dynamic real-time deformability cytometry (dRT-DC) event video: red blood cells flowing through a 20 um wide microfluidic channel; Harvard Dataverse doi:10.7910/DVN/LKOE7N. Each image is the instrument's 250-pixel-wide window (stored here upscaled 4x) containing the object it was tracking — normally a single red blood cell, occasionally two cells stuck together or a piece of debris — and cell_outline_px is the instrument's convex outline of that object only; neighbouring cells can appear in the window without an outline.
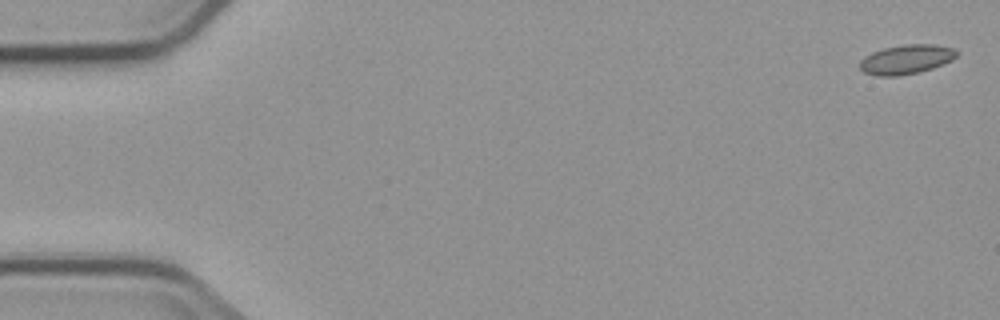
{"species": "common noctule bat (a hibernating species)", "species_latin": "Nyctalus noctula", "temperature_condition": "cold", "stored_images_in_passage": 5, "camera_frame_rate_fps": 3000, "um_per_image_px": 0.085, "animal": {"sex": "male", "body_mass_g": 23.1, "forearm_length_mm": 52.7}, "frame": {"image": 1, "passage_image": 1, "time_ms": 0.0, "image_size_px": [1000, 320], "cell_outline_px": [[956, 56], [952, 60], [944, 64], [920, 72], [896, 76], [876, 76], [864, 72], [860, 68], [860, 60], [864, 56], [872, 52], [884, 48], [904, 44], [936, 44], [952, 48], [956, 52]], "centroid_in_image_um": [77.01, 5.05], "position_along_channel_um": 8.0, "area_um2": 16.59}}
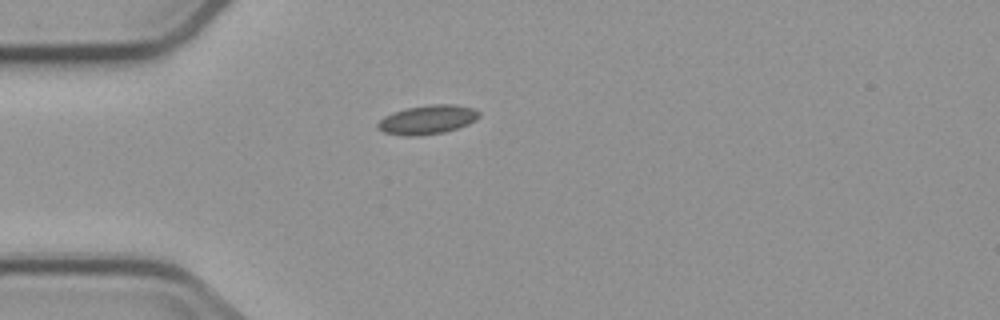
{"frame": {"image": 2, "passage_image": 5, "time_ms": 4.667, "image_size_px": [1000, 320], "cell_outline_px": [[480, 116], [476, 120], [468, 124], [444, 132], [420, 136], [404, 136], [384, 132], [376, 128], [376, 124], [384, 116], [392, 112], [404, 108], [428, 104], [456, 104], [472, 108], [480, 112]], "centroid_in_image_um": [36.31, 10.16], "position_along_channel_um": 48.7, "area_um2": 17.4}}